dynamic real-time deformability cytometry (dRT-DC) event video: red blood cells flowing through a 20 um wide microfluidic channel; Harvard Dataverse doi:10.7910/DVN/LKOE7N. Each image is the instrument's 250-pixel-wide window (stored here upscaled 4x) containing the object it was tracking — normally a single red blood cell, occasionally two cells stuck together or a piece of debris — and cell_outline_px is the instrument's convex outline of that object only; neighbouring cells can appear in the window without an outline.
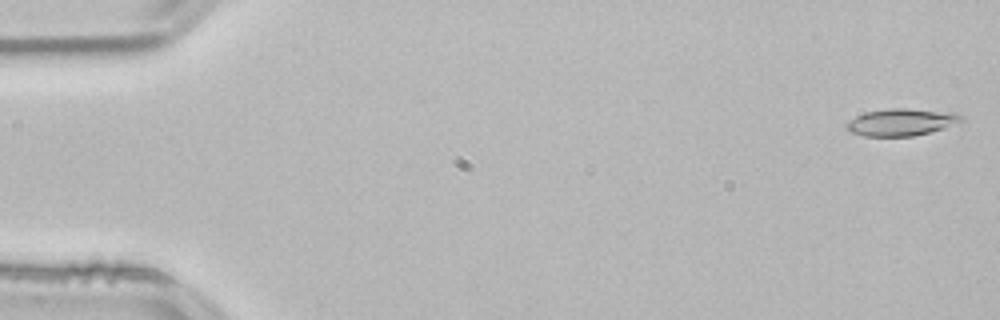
{"species": "common noctule bat (a hibernating species)", "species_latin": "Nyctalus noctula", "temperature_condition": "room temperature", "stored_images_in_passage": 53, "camera_frame_rate_fps": 3000, "um_per_image_px": 0.085, "animal": {"sex": "male", "body_mass_g": 21.5, "forearm_length_mm": 52.0}, "frame": {"image": 1, "passage_image": 1, "time_ms": 0.0, "image_size_px": [1000, 320], "cell_outline_px": [[964, 120], [944, 128], [912, 136], [864, 136], [852, 132], [844, 128], [844, 124], [848, 120], [864, 112], [888, 108], [904, 108], [956, 112], [964, 116]], "centroid_in_image_um": [76.59, 10.37], "position_along_channel_um": 8.4, "area_um2": 18.32}}
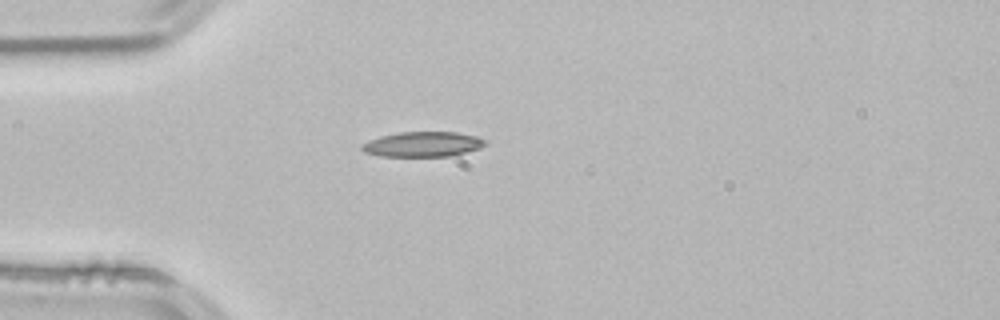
{"frame": {"image": 2, "passage_image": 14, "time_ms": 4.333, "image_size_px": [1000, 320], "cell_outline_px": [[488, 144], [480, 148], [448, 156], [380, 156], [364, 152], [360, 148], [364, 144], [380, 136], [400, 132], [456, 132], [476, 136], [488, 140]], "centroid_in_image_um": [35.98, 12.26], "position_along_channel_um": 49.0, "area_um2": 17.86}}
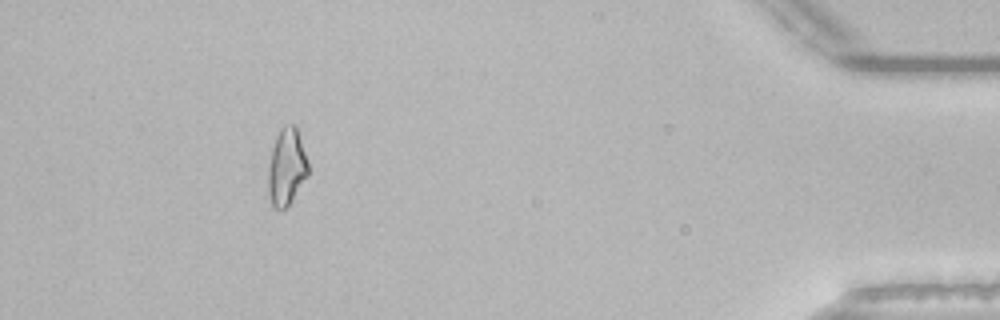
{"frame": {"image": 3, "passage_image": 48, "time_ms": 15.667, "image_size_px": [1000, 320], "cell_outline_px": [[308, 176], [292, 200], [284, 208], [272, 208], [268, 192], [268, 168], [272, 148], [276, 136], [280, 128], [284, 124], [296, 124], [308, 160]], "centroid_in_image_um": [24.37, 14.16], "position_along_channel_um": 410.8, "area_um2": 18.15}, "authors_computed_cell_mechanics": {"area_um2": 17.6868, "velocity_mm_per_s": 3.8363, "shape_relaxation_time_tau1_ms": 11.2748, "shape_relaxation_time_tau2_ms": null, "deformation_change_tau1": 0.2458, "deformation_change_tau2": null}}